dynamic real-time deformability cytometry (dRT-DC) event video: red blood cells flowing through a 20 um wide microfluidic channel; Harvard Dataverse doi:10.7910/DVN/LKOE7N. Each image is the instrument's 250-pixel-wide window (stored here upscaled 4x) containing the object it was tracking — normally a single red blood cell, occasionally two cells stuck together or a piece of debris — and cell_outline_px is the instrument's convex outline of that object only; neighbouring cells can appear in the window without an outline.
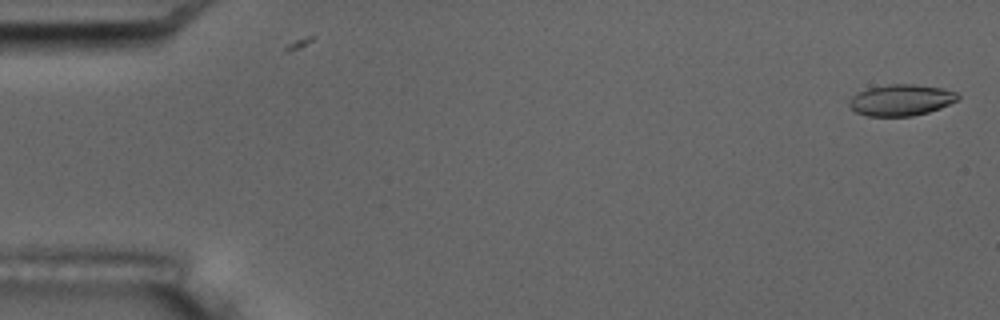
{"species": "common noctule bat (a hibernating species)", "species_latin": "Nyctalus noctula", "temperature_condition": "room temperature", "stored_images_in_passage": 8, "camera_frame_rate_fps": 3000, "um_per_image_px": 0.085, "animal": {"sex": "male", "body_mass_g": 17.5, "forearm_length_mm": 52.3}, "frame": {"image": 1, "passage_image": 1, "time_ms": 0.0, "image_size_px": [1000, 320], "cell_outline_px": [[960, 100], [940, 108], [928, 112], [912, 116], [868, 116], [856, 112], [848, 104], [852, 96], [868, 88], [892, 84], [912, 84], [944, 88], [956, 92], [960, 96]], "centroid_in_image_um": [76.64, 8.5], "position_along_channel_um": 8.4, "area_um2": 19.77}}
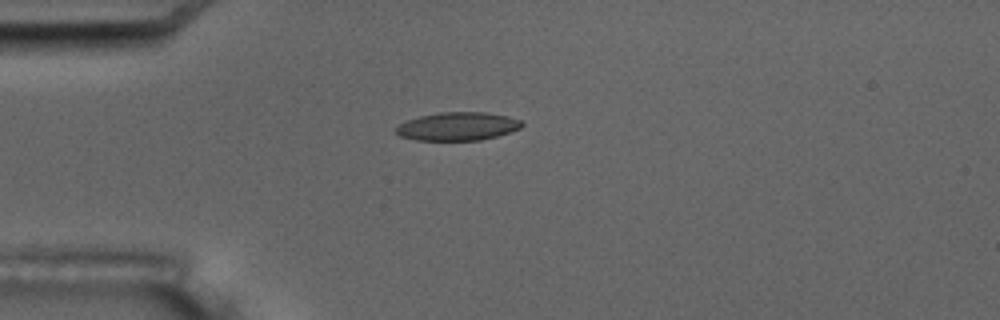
{"frame": {"image": 2, "passage_image": 5, "time_ms": 4.667, "image_size_px": [1000, 320], "cell_outline_px": [[524, 124], [520, 128], [496, 136], [480, 140], [416, 140], [400, 136], [396, 132], [396, 128], [400, 124], [408, 120], [420, 116], [440, 112], [484, 112], [508, 116], [520, 120]], "centroid_in_image_um": [38.91, 10.73], "position_along_channel_um": 46.1, "area_um2": 20.52}}